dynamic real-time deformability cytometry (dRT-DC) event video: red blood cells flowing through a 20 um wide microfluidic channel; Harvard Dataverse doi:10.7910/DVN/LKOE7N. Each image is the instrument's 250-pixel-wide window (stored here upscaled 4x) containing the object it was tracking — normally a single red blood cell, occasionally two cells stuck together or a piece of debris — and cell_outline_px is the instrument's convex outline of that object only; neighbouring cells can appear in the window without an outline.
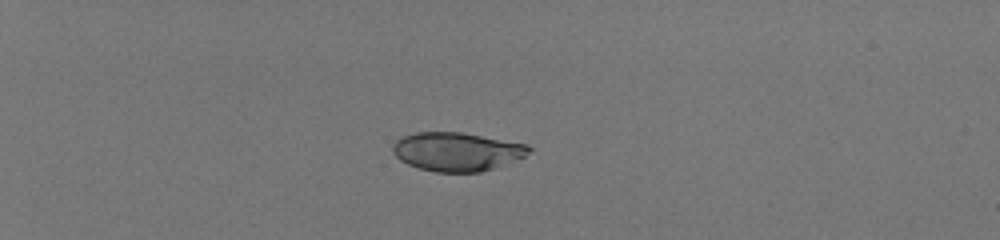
{"species": "human", "species_latin": "Homo sapiens", "temperature_condition": "room temperature", "stored_images_in_passage": 39, "camera_frame_rate_fps": 3000, "um_per_image_px": 0.085, "donor": {"sex": "male"}, "frame": {"image": 1, "passage_image": 1, "time_ms": 0.0, "image_size_px": [1000, 240], "cell_outline_px": [[532, 148], [524, 156], [492, 168], [480, 172], [436, 172], [420, 168], [408, 164], [400, 160], [392, 152], [392, 144], [396, 140], [404, 136], [416, 132], [460, 132], [528, 144]], "centroid_in_image_um": [38.79, 12.88], "position_along_channel_um": 46.2, "area_um2": 30.4}}
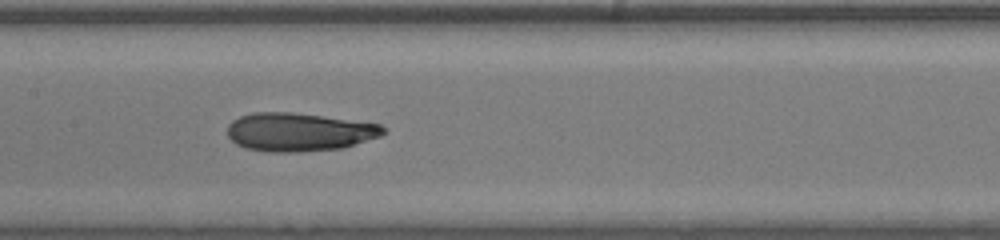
{"frame": {"image": 2, "passage_image": 17, "time_ms": 5.333, "image_size_px": [1000, 240], "cell_outline_px": [[384, 132], [380, 136], [340, 148], [296, 152], [272, 152], [244, 148], [236, 144], [228, 136], [228, 124], [232, 120], [240, 116], [252, 112], [292, 112], [380, 124], [384, 128]], "centroid_in_image_um": [25.35, 11.21], "position_along_channel_um": 182.0, "area_um2": 34.56}}
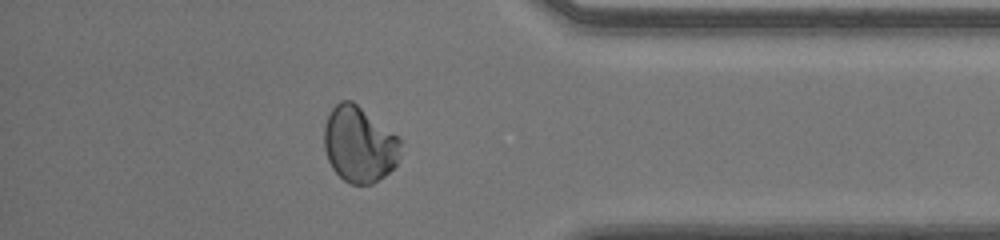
{"frame": {"image": 3, "passage_image": 34, "time_ms": 11.0, "image_size_px": [1000, 240], "cell_outline_px": [[400, 144], [396, 164], [384, 176], [372, 184], [352, 184], [344, 180], [332, 168], [328, 160], [324, 148], [324, 124], [332, 108], [340, 100], [352, 100], [400, 136]], "centroid_in_image_um": [30.52, 12.25], "position_along_channel_um": 404.7, "area_um2": 33.87}, "authors_computed_cell_mechanics": {"area_um2": 33.9286, "velocity_mm_per_s": 4.0985, "shape_relaxation_time_tau1_ms": 9.9411, "shape_relaxation_time_tau2_ms": 1.3412, "deformation_change_tau1": 0.233, "deformation_change_tau2": 0.0415}}